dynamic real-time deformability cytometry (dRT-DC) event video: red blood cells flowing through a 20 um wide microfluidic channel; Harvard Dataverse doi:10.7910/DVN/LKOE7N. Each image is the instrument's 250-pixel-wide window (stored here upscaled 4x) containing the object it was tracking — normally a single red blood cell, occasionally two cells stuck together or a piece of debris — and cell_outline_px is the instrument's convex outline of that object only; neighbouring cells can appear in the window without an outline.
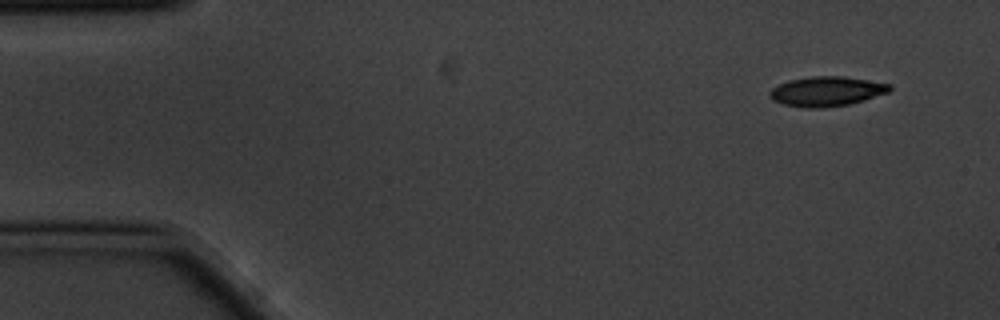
{"species": "common noctule bat (a hibernating species)", "species_latin": "Nyctalus noctula", "temperature_condition": "cold", "stored_images_in_passage": 6, "camera_frame_rate_fps": 3000, "um_per_image_px": 0.085, "animal": {"sex": "male", "body_mass_g": 20.1, "forearm_length_mm": 53.5}, "frame": {"image": 1, "passage_image": 1, "time_ms": 0.0, "image_size_px": [1000, 320], "cell_outline_px": [[892, 88], [888, 92], [864, 100], [848, 104], [820, 108], [808, 108], [784, 104], [772, 100], [768, 96], [768, 92], [772, 88], [788, 80], [812, 76], [844, 76], [892, 84]], "centroid_in_image_um": [70.25, 7.76], "position_along_channel_um": 14.8, "area_um2": 20.75}}
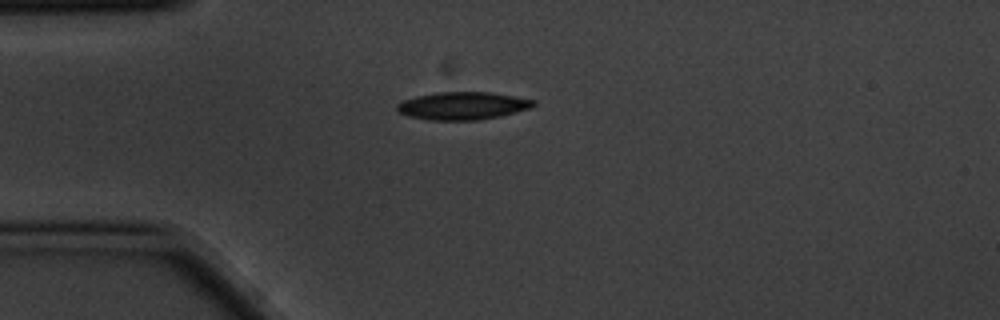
{"frame": {"image": 2, "passage_image": 4, "time_ms": 1.0, "image_size_px": [1000, 320], "cell_outline_px": [[536, 104], [532, 108], [500, 116], [480, 120], [428, 120], [408, 116], [400, 112], [396, 108], [396, 104], [404, 100], [416, 96], [436, 92], [492, 92], [536, 100]], "centroid_in_image_um": [39.35, 8.99], "position_along_channel_um": 45.6, "area_um2": 22.2}}